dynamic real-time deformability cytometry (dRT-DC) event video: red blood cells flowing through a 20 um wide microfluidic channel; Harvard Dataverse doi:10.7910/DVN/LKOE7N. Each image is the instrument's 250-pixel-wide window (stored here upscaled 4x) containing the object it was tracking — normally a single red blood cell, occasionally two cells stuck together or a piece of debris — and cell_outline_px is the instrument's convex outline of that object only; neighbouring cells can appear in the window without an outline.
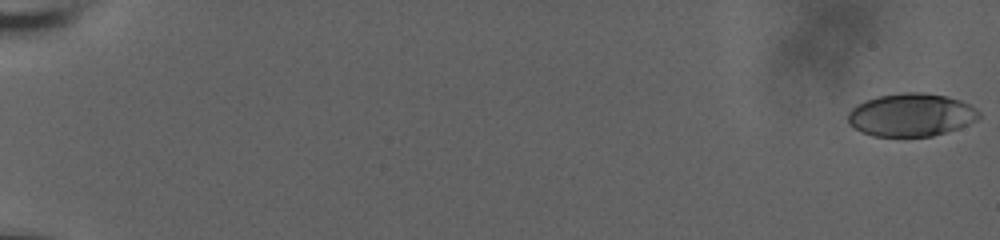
{"species": "human", "species_latin": "Homo sapiens", "temperature_condition": "room temperature", "stored_images_in_passage": 60, "camera_frame_rate_fps": 3000, "um_per_image_px": 0.085, "donor": {"sex": "male"}, "frame": {"image": 1, "passage_image": 1, "time_ms": 0.0, "image_size_px": [1000, 240], "cell_outline_px": [[980, 116], [976, 120], [960, 128], [932, 136], [872, 136], [860, 132], [848, 124], [848, 112], [852, 108], [868, 100], [880, 96], [904, 92], [924, 92], [948, 96], [972, 104], [980, 112]], "centroid_in_image_um": [77.48, 9.77], "position_along_channel_um": 7.5, "area_um2": 32.95}}
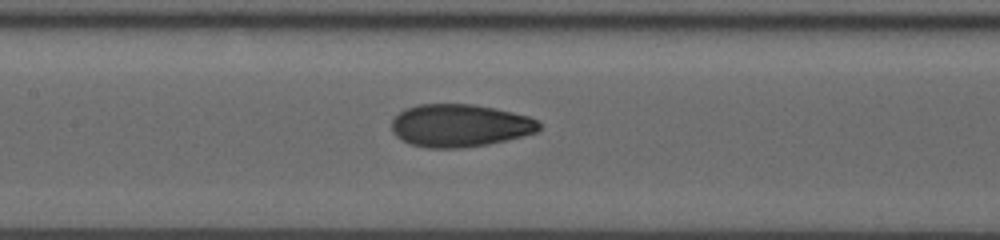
{"frame": {"image": 2, "passage_image": 32, "time_ms": 10.333, "image_size_px": [1000, 240], "cell_outline_px": [[540, 128], [536, 132], [488, 144], [460, 148], [428, 148], [412, 144], [396, 136], [392, 132], [392, 116], [404, 108], [416, 104], [476, 104], [512, 112], [528, 116], [536, 120], [540, 124]], "centroid_in_image_um": [39.03, 10.65], "position_along_channel_um": 168.4, "area_um2": 36.7}}
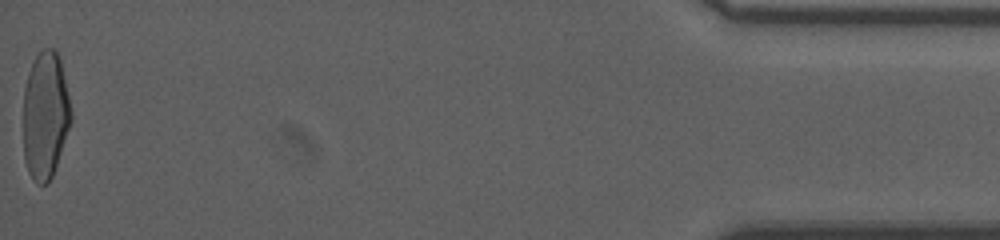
{"frame": {"image": 3, "passage_image": 60, "time_ms": 19.667, "image_size_px": [1000, 240], "cell_outline_px": [[72, 120], [52, 176], [48, 184], [36, 184], [28, 172], [24, 160], [24, 88], [28, 72], [36, 56], [44, 48], [56, 48], [60, 60], [72, 112]], "centroid_in_image_um": [3.85, 9.81], "position_along_channel_um": 431.4, "area_um2": 35.43}, "authors_computed_cell_mechanics": {"area_um2": 35.4025, "velocity_mm_per_s": 3.7441, "shape_relaxation_time_tau1_ms": 6.2092, "shape_relaxation_time_tau2_ms": 1.0986, "deformation_change_tau1": 0.1855, "deformation_change_tau2": 0.0631}}